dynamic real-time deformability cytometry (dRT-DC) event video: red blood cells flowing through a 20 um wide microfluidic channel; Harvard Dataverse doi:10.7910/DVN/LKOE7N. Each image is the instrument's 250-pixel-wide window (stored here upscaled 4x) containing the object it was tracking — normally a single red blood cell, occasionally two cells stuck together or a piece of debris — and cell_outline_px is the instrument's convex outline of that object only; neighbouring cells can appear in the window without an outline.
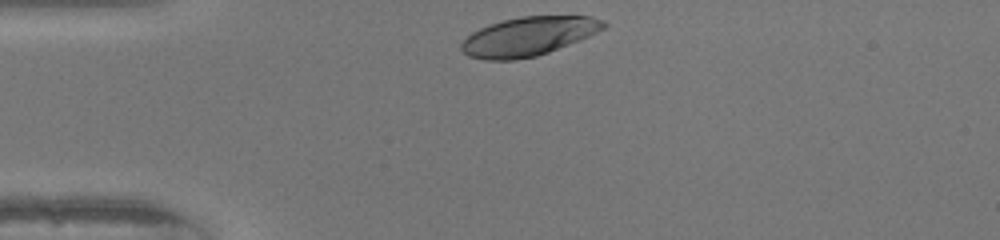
{"species": "human", "species_latin": "Homo sapiens", "temperature_condition": "warm", "stored_images_in_passage": 30, "camera_frame_rate_fps": 3000, "um_per_image_px": 0.085, "donor": {"sex": "female"}, "frame": {"image": 1, "passage_image": 1, "time_ms": 0.0, "image_size_px": [1000, 240], "cell_outline_px": [[608, 24], [604, 28], [580, 40], [548, 52], [536, 56], [516, 60], [484, 60], [468, 56], [460, 48], [460, 44], [472, 32], [480, 28], [504, 20], [520, 16], [592, 16], [604, 20]], "centroid_in_image_um": [44.92, 3.09], "position_along_channel_um": 40.1, "area_um2": 32.14}}
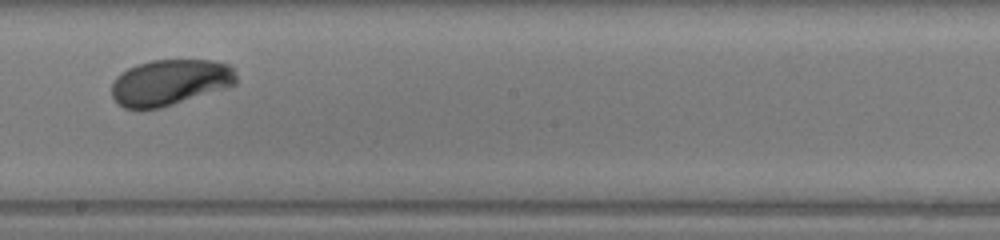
{"frame": {"image": 2, "passage_image": 18, "time_ms": 5.667, "image_size_px": [1000, 240], "cell_outline_px": [[236, 84], [228, 88], [160, 108], [124, 108], [112, 96], [112, 84], [116, 76], [120, 72], [136, 64], [152, 60], [212, 60], [228, 64], [232, 68], [236, 76]], "centroid_in_image_um": [14.46, 6.99], "position_along_channel_um": 233.7, "area_um2": 33.41}}
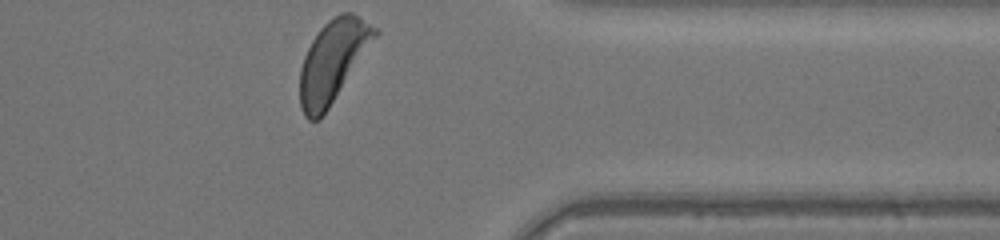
{"frame": {"image": 3, "passage_image": 30, "time_ms": 9.667, "image_size_px": [1000, 240], "cell_outline_px": [[380, 32], [320, 120], [308, 120], [304, 116], [300, 108], [300, 68], [304, 56], [312, 40], [320, 28], [328, 20], [340, 12], [352, 12], [380, 28]], "centroid_in_image_um": [28.3, 5.17], "position_along_channel_um": 383.1, "area_um2": 35.6}, "authors_computed_cell_mechanics": {"area_um2": 33.4084, "velocity_mm_per_s": 4.0172, "shape_relaxation_time_tau1_ms": 2.3579, "shape_relaxation_time_tau2_ms": null, "deformation_change_tau1": 0.1555, "deformation_change_tau2": null}}